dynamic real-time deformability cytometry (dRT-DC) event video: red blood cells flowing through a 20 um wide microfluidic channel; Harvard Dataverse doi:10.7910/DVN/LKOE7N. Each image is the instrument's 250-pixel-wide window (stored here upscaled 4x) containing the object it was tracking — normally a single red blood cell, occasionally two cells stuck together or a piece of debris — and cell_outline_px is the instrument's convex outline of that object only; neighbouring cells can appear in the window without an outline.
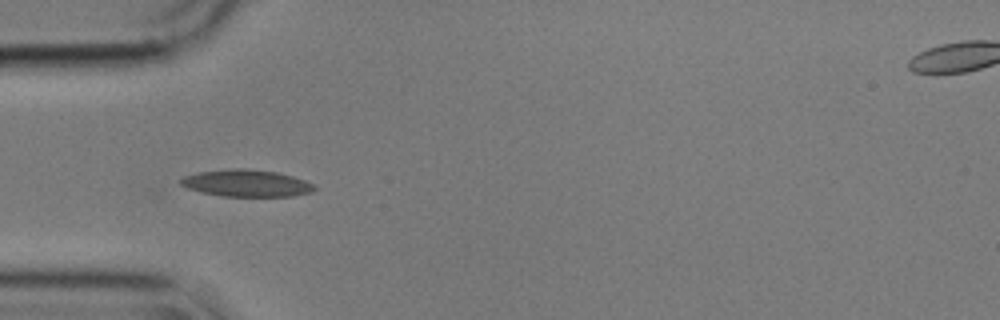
{"species": "common noctule bat (a hibernating species)", "species_latin": "Nyctalus noctula", "temperature_condition": "cold", "stored_images_in_passage": 20, "camera_frame_rate_fps": 3000, "um_per_image_px": 0.085, "animal": {"sex": "male", "body_mass_g": 17.9}, "frame": {"image": 1, "passage_image": 1, "time_ms": 0.0, "image_size_px": [1000, 320], "cell_outline_px": [[316, 188], [312, 192], [292, 196], [224, 196], [200, 192], [188, 188], [180, 184], [180, 180], [184, 176], [200, 172], [232, 168], [244, 168], [276, 172], [292, 176], [304, 180], [312, 184]], "centroid_in_image_um": [20.94, 15.57], "position_along_channel_um": 64.1, "area_um2": 20.81}}
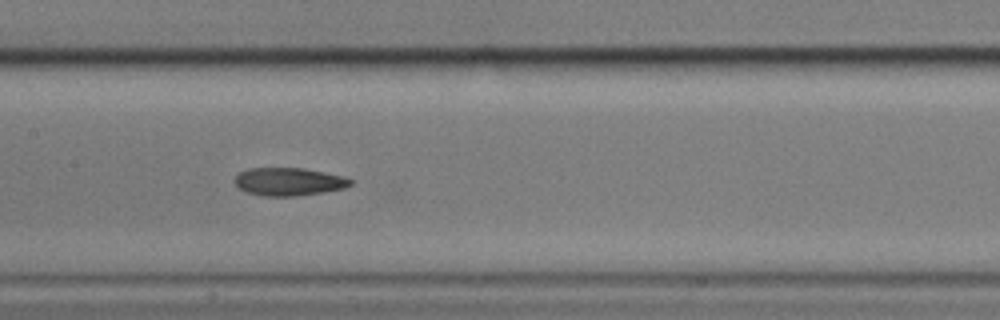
{"frame": {"image": 2, "passage_image": 11, "time_ms": 3.333, "image_size_px": [1000, 320], "cell_outline_px": [[356, 180], [352, 184], [344, 188], [324, 192], [296, 196], [260, 196], [236, 188], [232, 180], [240, 172], [248, 168], [304, 168], [344, 176]], "centroid_in_image_um": [24.54, 15.44], "position_along_channel_um": 182.9, "area_um2": 19.19}}
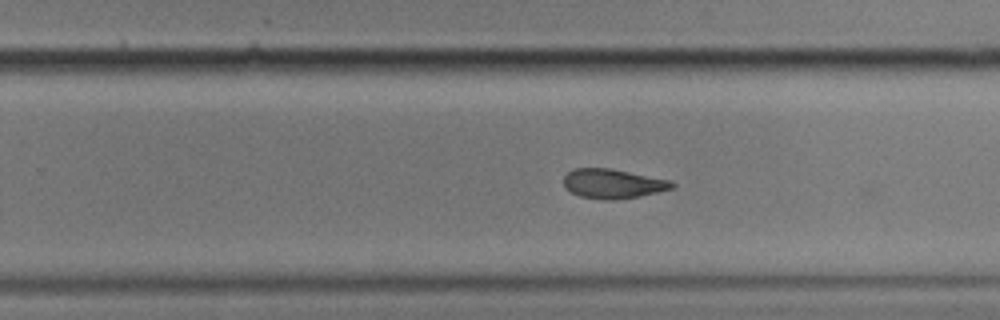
{"frame": {"image": 3, "passage_image": 19, "time_ms": 6.0, "image_size_px": [1000, 320], "cell_outline_px": [[676, 184], [672, 188], [640, 196], [612, 200], [604, 200], [580, 196], [564, 188], [564, 176], [572, 168], [608, 168], [672, 180]], "centroid_in_image_um": [52.08, 15.61], "position_along_channel_um": 277.7, "area_um2": 18.55}}